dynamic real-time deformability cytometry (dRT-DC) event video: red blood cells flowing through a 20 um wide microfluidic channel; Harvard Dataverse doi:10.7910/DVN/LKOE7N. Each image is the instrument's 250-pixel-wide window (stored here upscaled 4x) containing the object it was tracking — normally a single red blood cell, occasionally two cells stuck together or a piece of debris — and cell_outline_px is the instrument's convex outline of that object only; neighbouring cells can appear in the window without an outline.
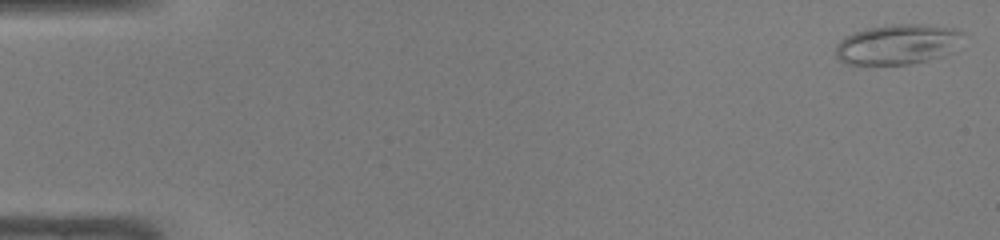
{"species": "common noctule bat (a hibernating species)", "species_latin": "Nyctalus noctula", "temperature_condition": "warm", "stored_images_in_passage": 47, "camera_frame_rate_fps": 3000, "um_per_image_px": 0.085, "animal": {"sex": "male", "body_mass_g": 19.0, "forearm_length_mm": 50.8}, "frame": {"image": 1, "passage_image": 1, "time_ms": 0.0, "image_size_px": [1000, 240], "cell_outline_px": [[964, 32], [956, 52], [944, 56], [908, 64], [848, 64], [840, 60], [836, 56], [836, 44], [844, 36], [868, 28], [892, 24], [920, 24], [956, 28]], "centroid_in_image_um": [76.35, 3.76], "position_along_channel_um": 8.6, "area_um2": 30.0}}
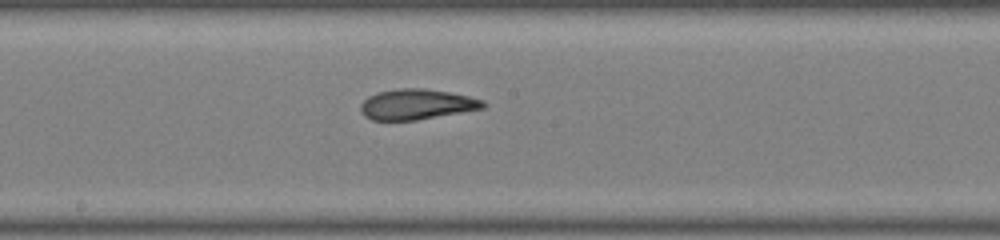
{"frame": {"image": 2, "passage_image": 26, "time_ms": 8.333, "image_size_px": [1000, 240], "cell_outline_px": [[488, 104], [484, 108], [416, 120], [372, 120], [364, 116], [360, 112], [360, 104], [368, 96], [376, 92], [396, 88], [424, 88], [448, 92], [468, 96], [484, 100]], "centroid_in_image_um": [35.39, 8.86], "position_along_channel_um": 212.8, "area_um2": 21.85}}
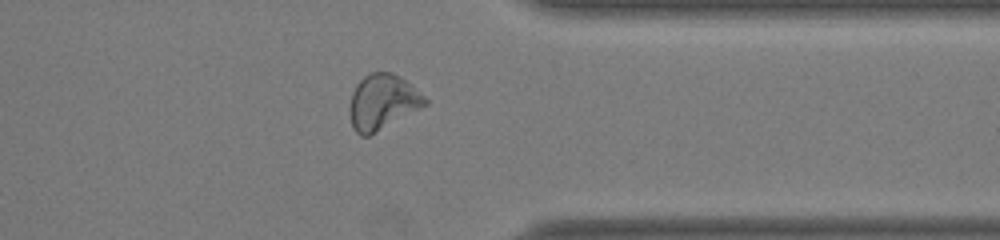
{"frame": {"image": 3, "passage_image": 38, "time_ms": 12.333, "image_size_px": [1000, 240], "cell_outline_px": [[428, 104], [368, 136], [360, 136], [352, 128], [352, 92], [356, 84], [364, 76], [372, 72], [392, 72], [404, 80], [424, 96], [428, 100]], "centroid_in_image_um": [32.52, 8.66], "position_along_channel_um": 378.9, "area_um2": 23.52}, "authors_computed_cell_mechanics": {"area_um2": 23.8136, "velocity_mm_per_s": 4.2573, "shape_relaxation_time_tau1_ms": 3.9753, "shape_relaxation_time_tau2_ms": 3.1309, "deformation_change_tau1": 0.1188, "deformation_change_tau2": 0.1169}}